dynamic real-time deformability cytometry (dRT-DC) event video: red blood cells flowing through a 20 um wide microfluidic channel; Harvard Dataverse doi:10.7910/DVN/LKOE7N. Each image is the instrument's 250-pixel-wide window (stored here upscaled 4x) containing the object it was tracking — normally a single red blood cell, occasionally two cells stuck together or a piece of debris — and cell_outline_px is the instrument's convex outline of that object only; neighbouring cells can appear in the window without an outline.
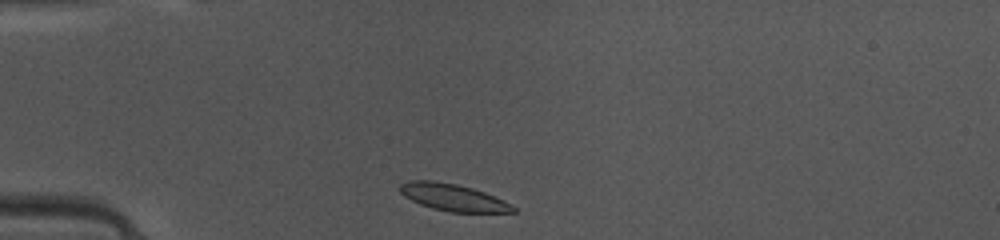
{"species": "common noctule bat (a hibernating species)", "species_latin": "Nyctalus noctula", "temperature_condition": "warm", "stored_images_in_passage": 36, "camera_frame_rate_fps": 3000, "um_per_image_px": 0.085, "animal": {"sex": "female", "body_mass_g": 10.0, "forearm_length_mm": 53.1}, "frame": {"image": 1, "passage_image": 1, "time_ms": 0.0, "image_size_px": [1000, 240], "cell_outline_px": [[516, 212], [448, 212], [432, 208], [420, 204], [404, 196], [400, 192], [400, 184], [408, 180], [432, 180], [456, 184], [472, 188], [484, 192], [504, 200], [512, 204], [516, 208]], "centroid_in_image_um": [38.51, 16.78], "position_along_channel_um": 46.5, "area_um2": 17.8}}
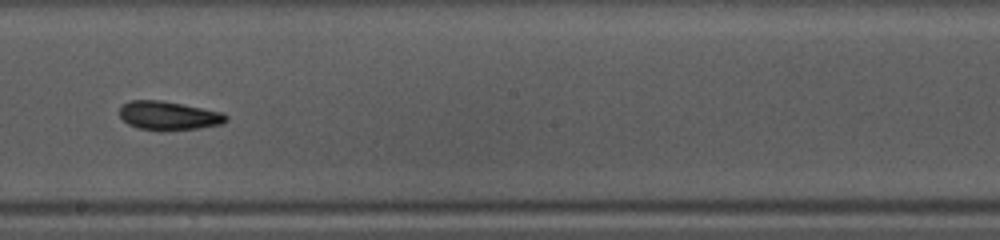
{"frame": {"image": 2, "passage_image": 16, "time_ms": 5.0, "image_size_px": [1000, 240], "cell_outline_px": [[228, 120], [224, 124], [200, 128], [164, 132], [160, 132], [140, 128], [128, 124], [120, 116], [120, 108], [128, 100], [160, 100], [224, 112], [228, 116]], "centroid_in_image_um": [14.38, 9.85], "position_along_channel_um": 233.8, "area_um2": 18.21}}
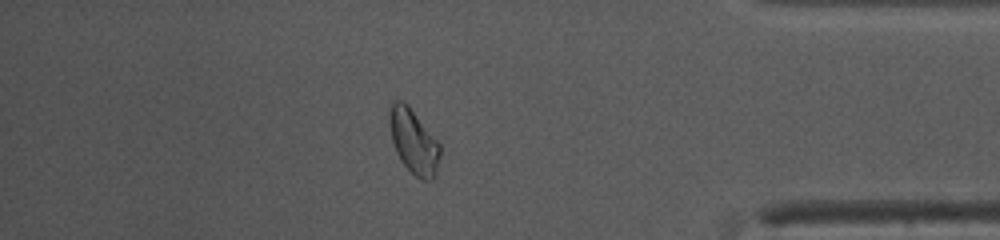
{"frame": {"image": 3, "passage_image": 30, "time_ms": 9.667, "image_size_px": [1000, 240], "cell_outline_px": [[440, 156], [436, 176], [432, 180], [424, 180], [416, 176], [400, 160], [396, 152], [392, 140], [388, 116], [392, 100], [400, 100], [408, 104], [440, 144]], "centroid_in_image_um": [35.16, 12.01], "position_along_channel_um": 400.0, "area_um2": 19.02}, "authors_computed_cell_mechanics": {"area_um2": 18.0047, "velocity_mm_per_s": 4.1377, "shape_relaxation_time_tau1_ms": 2.1948, "shape_relaxation_time_tau2_ms": 3.3832, "deformation_change_tau1": 0.0927, "deformation_change_tau2": 0.0806}}